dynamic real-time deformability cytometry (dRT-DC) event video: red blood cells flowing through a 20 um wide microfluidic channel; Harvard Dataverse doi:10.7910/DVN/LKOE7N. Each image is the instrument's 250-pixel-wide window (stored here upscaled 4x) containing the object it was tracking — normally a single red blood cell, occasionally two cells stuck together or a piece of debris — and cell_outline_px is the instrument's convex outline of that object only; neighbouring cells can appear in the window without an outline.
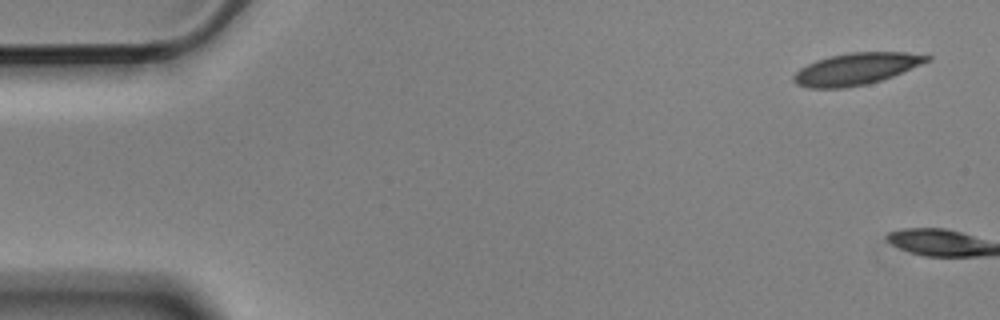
{"species": "Egyptian fruit bat (a non-hibernating species)", "species_latin": "Rousettus aegyptiacus", "temperature_condition": "cold", "stored_images_in_passage": 2, "camera_frame_rate_fps": 3000, "um_per_image_px": 0.085, "animal": {"sex": "male"}, "frame": {"image": 1, "passage_image": 1, "time_ms": 0.0, "image_size_px": [1000, 320], "cell_outline_px": [[932, 60], [892, 76], [868, 84], [844, 88], [808, 88], [796, 84], [792, 80], [792, 76], [800, 68], [816, 60], [848, 52], [908, 52], [932, 56]], "centroid_in_image_um": [72.77, 5.85], "position_along_channel_um": 12.2, "area_um2": 24.74}}